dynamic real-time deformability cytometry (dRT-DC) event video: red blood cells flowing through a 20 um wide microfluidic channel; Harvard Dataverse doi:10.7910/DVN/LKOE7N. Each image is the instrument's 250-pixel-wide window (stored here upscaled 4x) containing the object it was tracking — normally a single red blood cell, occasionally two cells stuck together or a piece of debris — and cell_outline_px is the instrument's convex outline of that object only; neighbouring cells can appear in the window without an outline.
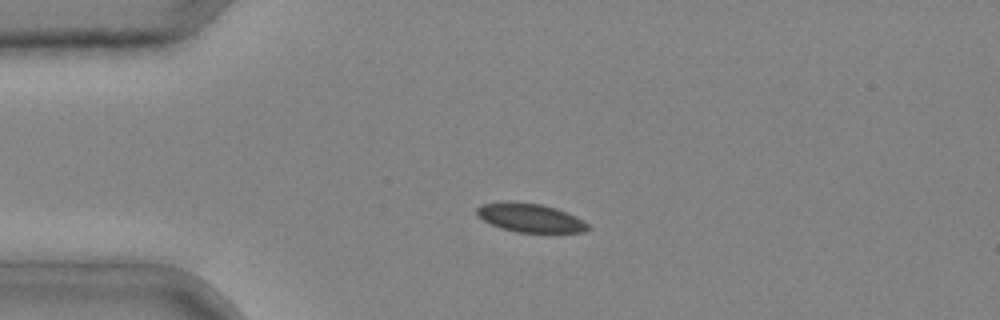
{"species": "common noctule bat (a hibernating species)", "species_latin": "Nyctalus noctula", "temperature_condition": "cold", "stored_images_in_passage": 3, "camera_frame_rate_fps": 3000, "um_per_image_px": 0.085, "animal": {"sex": "male", "body_mass_g": 20.4}, "frame": {"image": 1, "passage_image": 2, "time_ms": 0.333, "image_size_px": [1000, 320], "cell_outline_px": [[588, 228], [584, 232], [516, 232], [500, 228], [484, 220], [476, 212], [476, 208], [484, 204], [500, 200], [512, 200], [540, 204], [556, 208], [576, 216], [584, 220], [588, 224]], "centroid_in_image_um": [45.04, 18.49], "position_along_channel_um": 40.0, "area_um2": 18.67}}
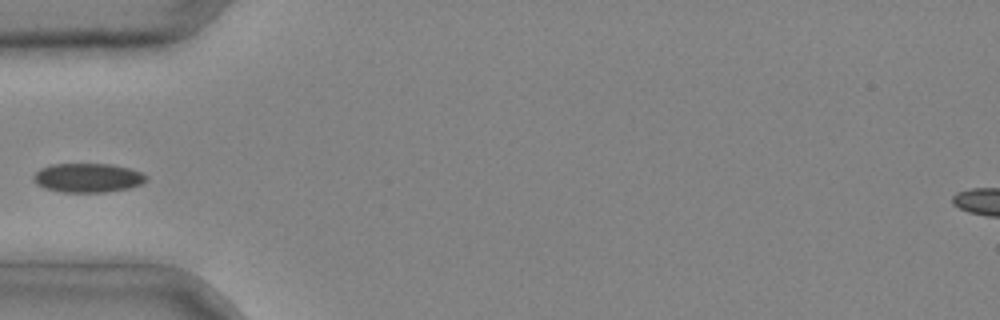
{"frame": {"image": 2, "passage_image": 3, "time_ms": 0.667, "image_size_px": [1000, 320], "cell_outline_px": [[148, 180], [140, 184], [128, 188], [104, 192], [64, 192], [44, 188], [36, 184], [32, 180], [32, 176], [40, 168], [52, 164], [112, 164], [144, 172], [148, 176]], "centroid_in_image_um": [7.46, 15.11], "position_along_channel_um": 77.5, "area_um2": 19.25}}